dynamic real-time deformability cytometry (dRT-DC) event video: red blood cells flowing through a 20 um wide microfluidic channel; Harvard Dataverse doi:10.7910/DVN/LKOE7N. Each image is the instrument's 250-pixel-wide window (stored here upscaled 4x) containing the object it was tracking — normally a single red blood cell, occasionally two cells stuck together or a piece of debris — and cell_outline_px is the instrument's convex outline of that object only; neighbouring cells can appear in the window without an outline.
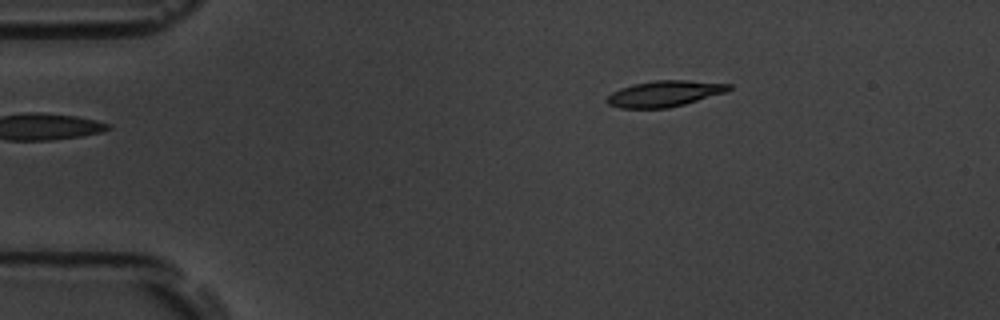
{"species": "common noctule bat (a hibernating species)", "species_latin": "Nyctalus noctula", "temperature_condition": "room temperature", "stored_images_in_passage": 47, "camera_frame_rate_fps": 3000, "um_per_image_px": 0.085, "animal": {"sex": "male", "body_mass_g": 19.5, "forearm_length_mm": 54.6}, "frame": {"image": 1, "passage_image": 1, "time_ms": 0.0, "image_size_px": [1000, 320], "cell_outline_px": [[732, 88], [728, 92], [684, 104], [668, 108], [620, 108], [608, 104], [604, 100], [612, 92], [620, 88], [632, 84], [656, 80], [688, 80], [732, 84]], "centroid_in_image_um": [56.49, 7.96], "position_along_channel_um": 28.5, "area_um2": 18.61}}
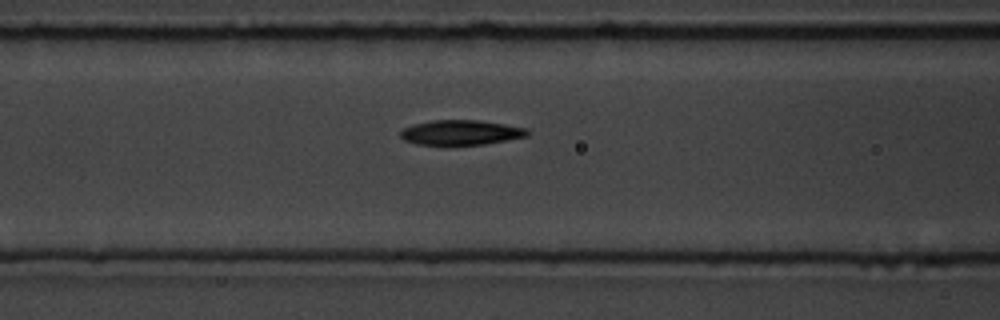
{"frame": {"image": 2, "passage_image": 14, "time_ms": 4.333, "image_size_px": [1000, 320], "cell_outline_px": [[528, 136], [484, 144], [416, 144], [404, 140], [400, 136], [400, 132], [404, 128], [412, 124], [432, 120], [480, 120], [528, 128]], "centroid_in_image_um": [39.17, 11.25], "position_along_channel_um": 127.4, "area_um2": 18.26}}
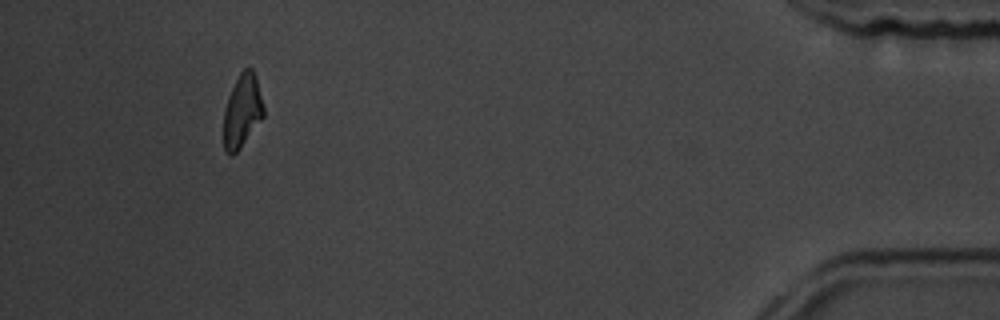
{"frame": {"image": 3, "passage_image": 43, "time_ms": 14.0, "image_size_px": [1000, 320], "cell_outline_px": [[264, 116], [240, 148], [232, 156], [228, 156], [224, 148], [224, 112], [228, 96], [240, 72], [244, 68], [252, 68], [256, 76], [264, 108]], "centroid_in_image_um": [20.59, 9.44], "position_along_channel_um": 414.6, "area_um2": 16.94}, "authors_computed_cell_mechanics": {"area_um2": 18.6116, "velocity_mm_per_s": 3.6585, "shape_relaxation_time_tau1_ms": 4.6703, "shape_relaxation_time_tau2_ms": 6.1506, "deformation_change_tau1": 0.1603, "deformation_change_tau2": 0.1269}}